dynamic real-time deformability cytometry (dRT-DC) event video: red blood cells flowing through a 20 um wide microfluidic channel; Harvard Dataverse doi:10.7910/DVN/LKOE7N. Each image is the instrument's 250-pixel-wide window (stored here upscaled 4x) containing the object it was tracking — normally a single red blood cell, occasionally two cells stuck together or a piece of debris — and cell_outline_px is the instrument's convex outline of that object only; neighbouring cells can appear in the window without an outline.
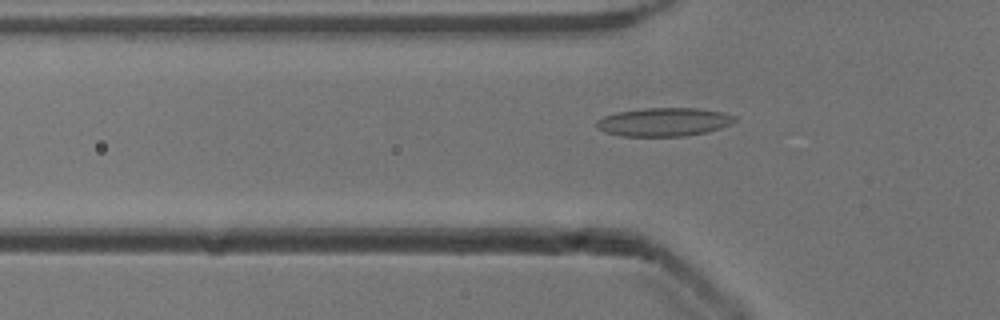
{"species": "common noctule bat (a hibernating species)", "species_latin": "Nyctalus noctula", "temperature_condition": "cold", "stored_images_in_passage": 49, "camera_frame_rate_fps": 3000, "um_per_image_px": 0.085, "animal": {"sex": "male", "body_mass_g": 13.3}, "frame": {"image": 1, "passage_image": 17, "time_ms": 5.333, "image_size_px": [1000, 320], "cell_outline_px": [[736, 120], [720, 128], [704, 132], [684, 136], [624, 136], [604, 132], [596, 128], [596, 120], [604, 116], [616, 112], [644, 108], [696, 108], [720, 112], [736, 116]], "centroid_in_image_um": [56.37, 10.36], "position_along_channel_um": 69.4, "area_um2": 22.77}}
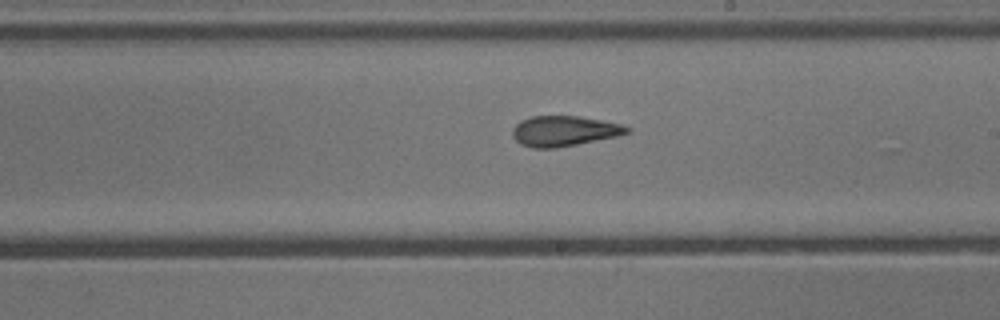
{"frame": {"image": 2, "passage_image": 30, "time_ms": 9.667, "image_size_px": [1000, 320], "cell_outline_px": [[632, 128], [628, 132], [616, 136], [556, 148], [532, 148], [520, 144], [512, 136], [512, 128], [520, 120], [532, 116], [580, 116], [620, 124]], "centroid_in_image_um": [47.89, 11.13], "position_along_channel_um": 241.1, "area_um2": 20.11}}
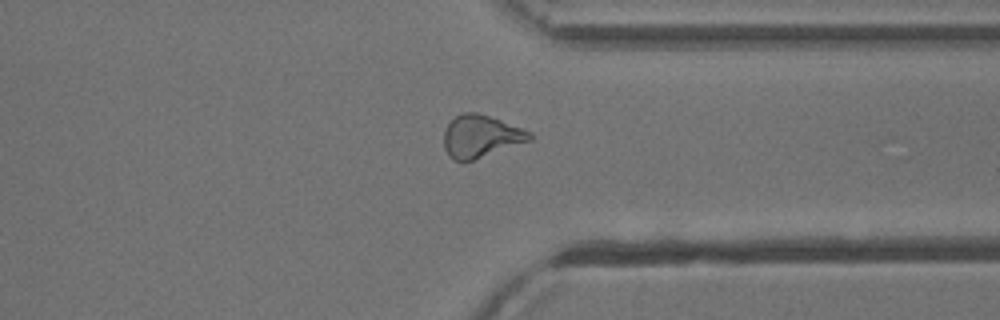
{"frame": {"image": 3, "passage_image": 40, "time_ms": 13.0, "image_size_px": [1000, 320], "cell_outline_px": [[532, 140], [472, 160], [452, 160], [448, 156], [444, 148], [444, 132], [448, 124], [456, 116], [464, 112], [476, 112], [500, 120], [532, 132]], "centroid_in_image_um": [40.86, 11.59], "position_along_channel_um": 370.5, "area_um2": 20.92}, "authors_computed_cell_mechanics": {"area_um2": 20.9236, "velocity_mm_per_s": 3.9416, "shape_relaxation_time_tau1_ms": null, "shape_relaxation_time_tau2_ms": 2.4268, "deformation_change_tau1": null, "deformation_change_tau2": 0.0972}}